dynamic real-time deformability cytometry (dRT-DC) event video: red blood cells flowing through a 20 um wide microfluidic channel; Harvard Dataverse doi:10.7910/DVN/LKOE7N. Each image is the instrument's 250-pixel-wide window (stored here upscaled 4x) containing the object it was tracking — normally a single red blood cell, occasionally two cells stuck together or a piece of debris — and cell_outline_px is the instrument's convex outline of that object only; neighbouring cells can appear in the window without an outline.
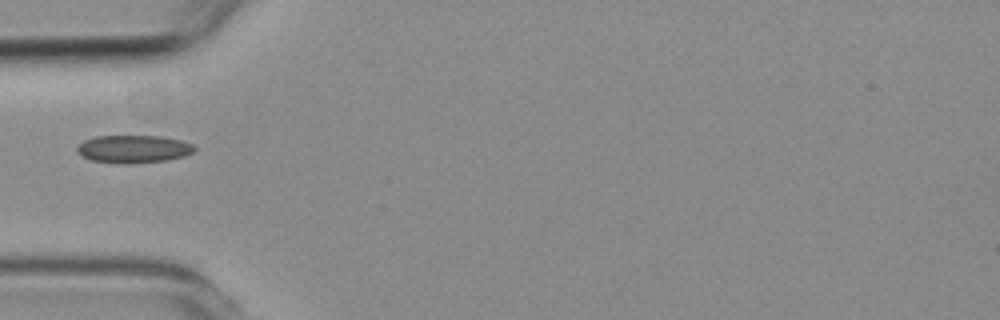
{"species": "common noctule bat (a hibernating species)", "species_latin": "Nyctalus noctula", "temperature_condition": "room temperature", "stored_images_in_passage": 2, "camera_frame_rate_fps": 3000, "um_per_image_px": 0.085, "animal": {"sex": "female", "body_mass_g": 19.3, "forearm_length_mm": 54.1}, "frame": {"image": 1, "passage_image": 1, "time_ms": 0.0, "image_size_px": [1000, 320], "cell_outline_px": [[196, 148], [192, 152], [184, 156], [168, 160], [128, 164], [92, 160], [76, 152], [76, 148], [84, 140], [96, 136], [160, 136], [180, 140], [192, 144]], "centroid_in_image_um": [11.35, 12.66], "position_along_channel_um": 73.6, "area_um2": 18.84}}
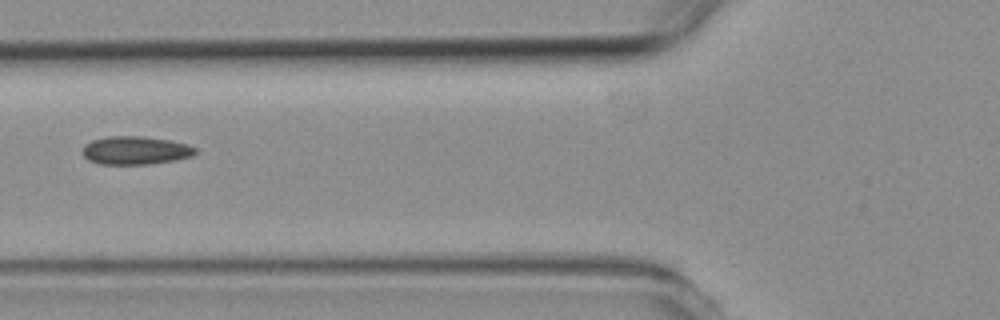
{"frame": {"image": 2, "passage_image": 2, "time_ms": 1.0, "image_size_px": [1000, 320], "cell_outline_px": [[196, 152], [192, 156], [176, 160], [148, 164], [100, 164], [88, 160], [84, 156], [84, 148], [92, 140], [108, 136], [140, 136], [172, 140], [188, 144], [196, 148]], "centroid_in_image_um": [11.56, 12.78], "position_along_channel_um": 114.2, "area_um2": 18.5}}